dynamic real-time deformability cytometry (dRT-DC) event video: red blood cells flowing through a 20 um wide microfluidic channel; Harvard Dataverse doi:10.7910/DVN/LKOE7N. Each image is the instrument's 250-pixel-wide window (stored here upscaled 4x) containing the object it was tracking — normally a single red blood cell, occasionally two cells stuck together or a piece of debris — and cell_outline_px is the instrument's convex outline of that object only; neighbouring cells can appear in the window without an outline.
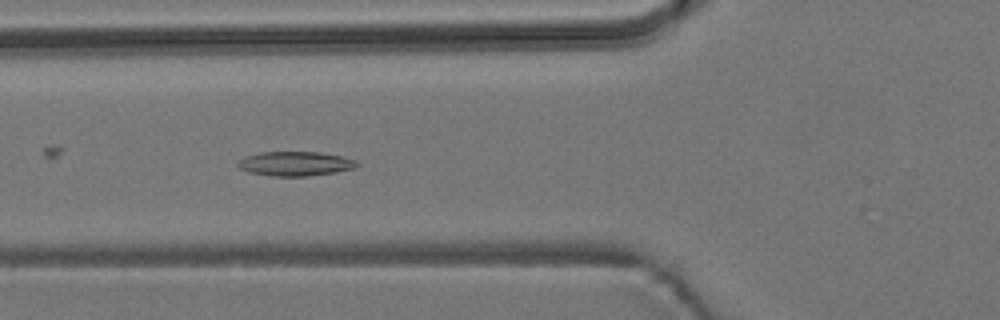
{"species": "common noctule bat (a hibernating species)", "species_latin": "Nyctalus noctula", "temperature_condition": "room temperature", "stored_images_in_passage": 6, "camera_frame_rate_fps": 3000, "um_per_image_px": 0.085, "animal": {"sex": "male", "body_mass_g": 19.2, "forearm_length_mm": 51.8}, "frame": {"image": 1, "passage_image": 6, "time_ms": 5.667, "image_size_px": [1000, 320], "cell_outline_px": [[360, 164], [356, 168], [336, 172], [308, 176], [272, 176], [248, 172], [240, 168], [236, 164], [244, 156], [260, 152], [316, 152], [340, 156], [356, 160]], "centroid_in_image_um": [25.1, 13.92], "position_along_channel_um": 100.7, "area_um2": 16.94}}